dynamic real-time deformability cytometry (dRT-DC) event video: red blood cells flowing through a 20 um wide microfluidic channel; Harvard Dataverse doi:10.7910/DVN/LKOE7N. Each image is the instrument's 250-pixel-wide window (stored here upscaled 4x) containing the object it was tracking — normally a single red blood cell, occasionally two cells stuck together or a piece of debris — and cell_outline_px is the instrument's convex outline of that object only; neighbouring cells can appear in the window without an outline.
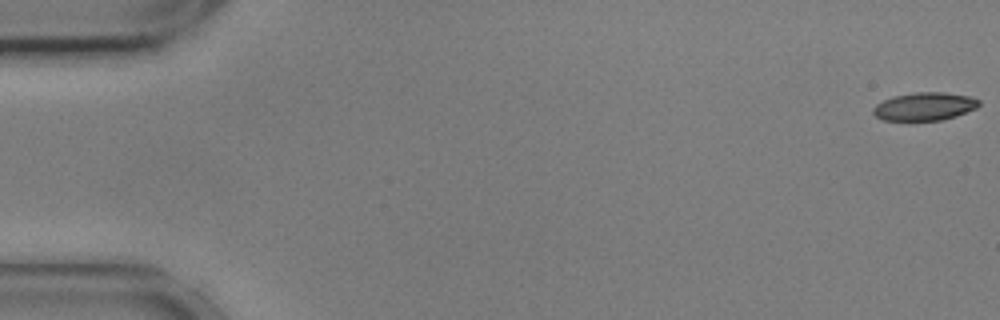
{"species": "common noctule bat (a hibernating species)", "species_latin": "Nyctalus noctula", "temperature_condition": "cold", "stored_images_in_passage": 56, "camera_frame_rate_fps": 3000, "um_per_image_px": 0.085, "animal": {"sex": "male", "body_mass_g": 17.9, "forearm_length_mm": 54.2}, "frame": {"image": 1, "passage_image": 1, "time_ms": 0.0, "image_size_px": [1000, 320], "cell_outline_px": [[980, 104], [976, 108], [956, 116], [940, 120], [884, 120], [876, 116], [872, 112], [872, 108], [876, 104], [892, 96], [916, 92], [944, 92], [968, 96], [980, 100]], "centroid_in_image_um": [78.57, 9.04], "position_along_channel_um": 6.4, "area_um2": 17.22}}
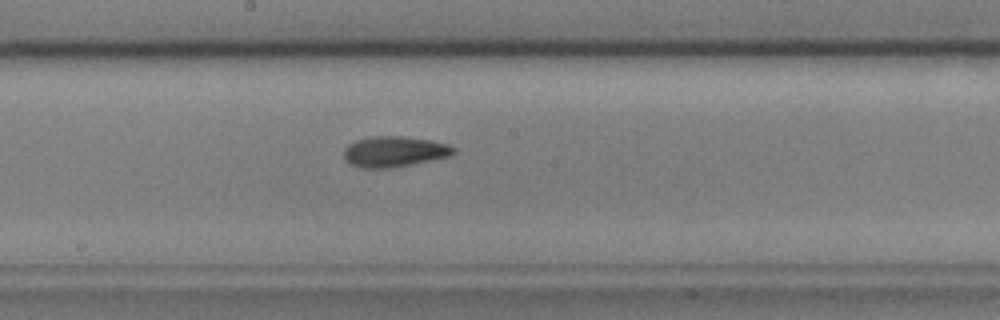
{"frame": {"image": 2, "passage_image": 30, "time_ms": 9.667, "image_size_px": [1000, 320], "cell_outline_px": [[456, 152], [448, 156], [388, 168], [364, 168], [352, 164], [344, 160], [344, 148], [348, 144], [356, 140], [372, 136], [404, 136], [432, 140], [448, 144], [456, 148]], "centroid_in_image_um": [33.49, 12.86], "position_along_channel_um": 214.7, "area_um2": 19.42}}
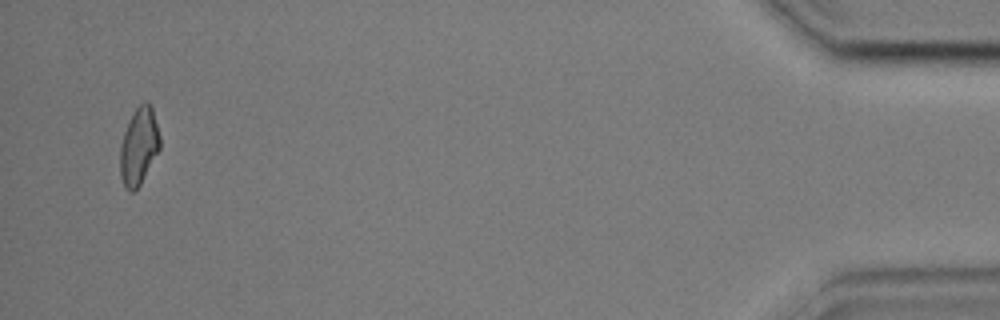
{"frame": {"image": 3, "passage_image": 54, "time_ms": 17.667, "image_size_px": [1000, 320], "cell_outline_px": [[160, 148], [140, 184], [132, 192], [128, 192], [120, 176], [120, 144], [128, 120], [136, 108], [144, 100], [148, 100], [152, 104], [160, 136]], "centroid_in_image_um": [11.8, 12.37], "position_along_channel_um": 423.4, "area_um2": 18.03}, "authors_computed_cell_mechanics": {"area_um2": 18.1203, "velocity_mm_per_s": 3.6225, "shape_relaxation_time_tau1_ms": 5.2733, "shape_relaxation_time_tau2_ms": 8.8435, "deformation_change_tau1": 0.1177, "deformation_change_tau2": 0.1646}}